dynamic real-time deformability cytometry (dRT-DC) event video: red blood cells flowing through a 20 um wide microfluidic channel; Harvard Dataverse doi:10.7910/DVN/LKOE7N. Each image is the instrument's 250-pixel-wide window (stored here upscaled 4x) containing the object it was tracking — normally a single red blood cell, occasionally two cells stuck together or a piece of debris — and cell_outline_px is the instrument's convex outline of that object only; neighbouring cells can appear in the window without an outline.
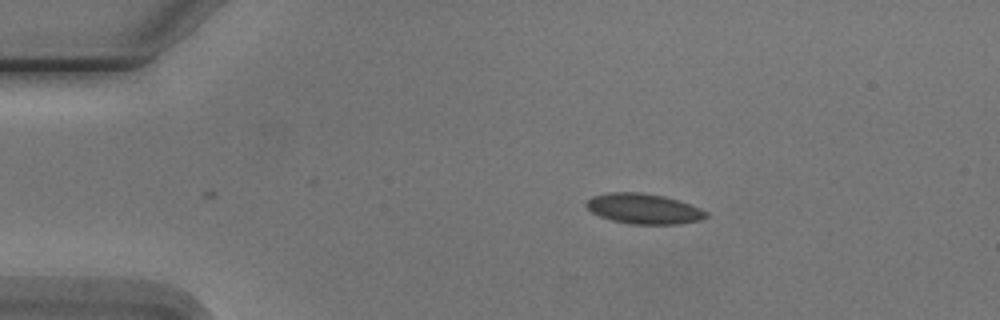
{"species": "Egyptian fruit bat (a non-hibernating species)", "species_latin": "Rousettus aegyptiacus", "temperature_condition": "cold", "stored_images_in_passage": 3, "camera_frame_rate_fps": 3000, "um_per_image_px": 0.085, "animal": {"sex": "male"}, "frame": {"image": 1, "passage_image": 3, "time_ms": 2.333, "image_size_px": [1000, 320], "cell_outline_px": [[708, 216], [700, 220], [676, 224], [628, 224], [612, 220], [600, 216], [592, 212], [584, 204], [592, 196], [608, 192], [640, 192], [664, 196], [700, 208], [708, 212]], "centroid_in_image_um": [54.69, 17.74], "position_along_channel_um": 30.3, "area_um2": 21.04}}